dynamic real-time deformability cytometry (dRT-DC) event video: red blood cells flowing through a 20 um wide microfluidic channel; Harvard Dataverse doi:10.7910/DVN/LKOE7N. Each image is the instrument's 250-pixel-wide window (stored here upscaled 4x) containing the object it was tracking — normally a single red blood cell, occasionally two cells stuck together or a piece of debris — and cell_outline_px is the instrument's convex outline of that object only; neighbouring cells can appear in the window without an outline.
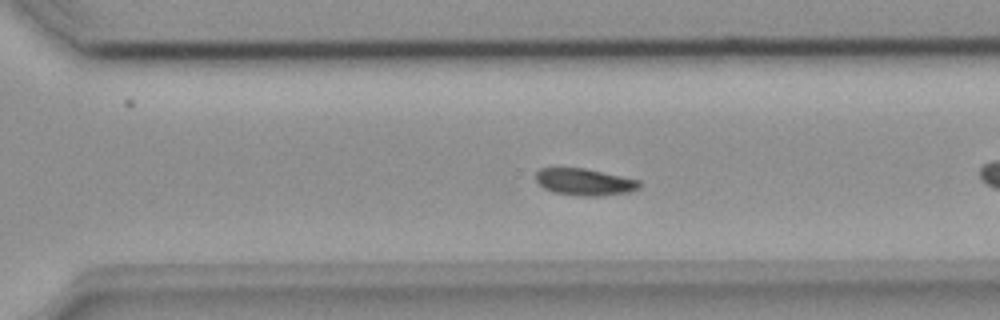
{"species": "common noctule bat (a hibernating species)", "species_latin": "Nyctalus noctula", "temperature_condition": "room temperature", "stored_images_in_passage": 36, "camera_frame_rate_fps": 3000, "um_per_image_px": 0.085, "animal": {"sex": "female", "body_mass_g": 18.4}, "frame": {"image": 1, "passage_image": 21, "time_ms": 6.667, "image_size_px": [1000, 320], "cell_outline_px": [[640, 188], [628, 192], [600, 196], [580, 196], [552, 192], [544, 188], [536, 180], [536, 172], [540, 168], [556, 164], [560, 164], [584, 168], [640, 180]], "centroid_in_image_um": [49.6, 15.42], "position_along_channel_um": 321.0, "area_um2": 16.88}}